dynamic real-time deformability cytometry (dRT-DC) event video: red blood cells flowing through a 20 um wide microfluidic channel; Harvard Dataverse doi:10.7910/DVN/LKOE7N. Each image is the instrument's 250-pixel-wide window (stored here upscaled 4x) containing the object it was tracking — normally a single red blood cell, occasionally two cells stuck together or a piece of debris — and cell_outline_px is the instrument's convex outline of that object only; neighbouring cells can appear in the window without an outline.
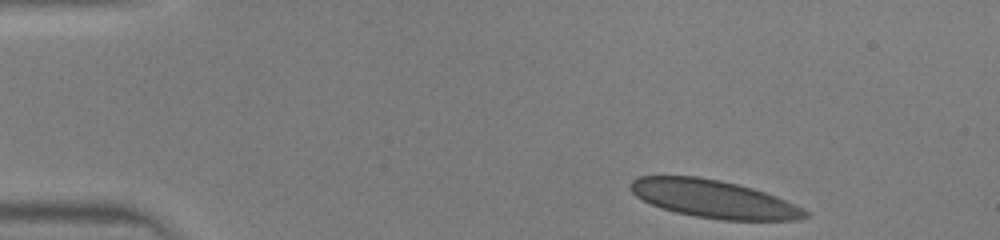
{"species": "human", "species_latin": "Homo sapiens", "temperature_condition": "warm", "stored_images_in_passage": 40, "camera_frame_rate_fps": 3000, "um_per_image_px": 0.085, "donor": {"sex": "male"}, "frame": {"image": 1, "passage_image": 1, "time_ms": 0.0, "image_size_px": [1000, 240], "cell_outline_px": [[808, 216], [800, 220], [724, 220], [696, 216], [676, 212], [652, 204], [636, 196], [632, 192], [632, 180], [640, 176], [696, 176], [720, 180], [752, 188], [776, 196], [804, 208], [808, 212]], "centroid_in_image_um": [60.71, 16.91], "position_along_channel_um": 24.3, "area_um2": 38.09}}
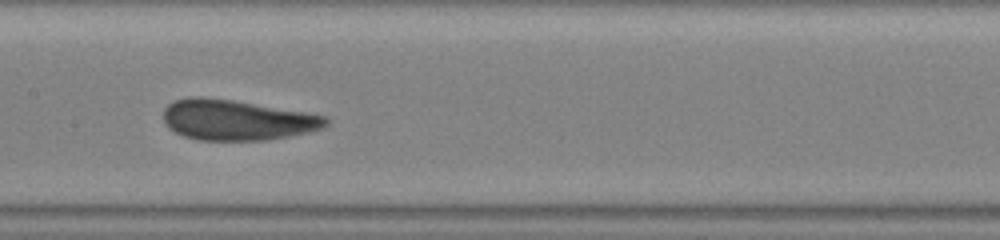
{"frame": {"image": 2, "passage_image": 18, "time_ms": 5.667, "image_size_px": [1000, 240], "cell_outline_px": [[328, 124], [324, 128], [308, 132], [268, 140], [200, 140], [184, 136], [168, 128], [164, 120], [164, 108], [172, 100], [188, 96], [200, 96], [232, 100], [304, 112], [324, 116], [328, 120]], "centroid_in_image_um": [20.08, 10.19], "position_along_channel_um": 187.3, "area_um2": 38.21}}
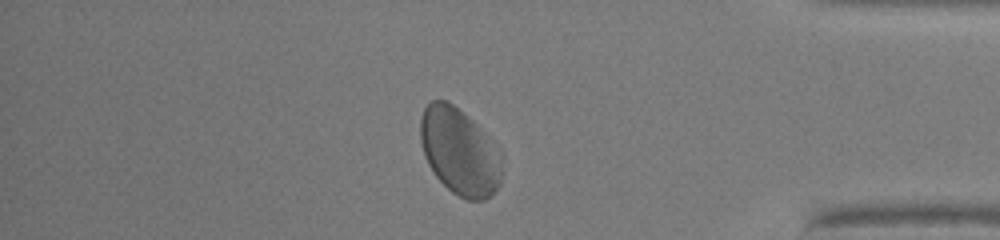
{"frame": {"image": 3, "passage_image": 34, "time_ms": 11.0, "image_size_px": [1000, 240], "cell_outline_px": [[504, 160], [500, 184], [484, 200], [468, 200], [452, 192], [436, 176], [428, 164], [424, 156], [420, 140], [420, 120], [424, 108], [432, 100], [448, 100], [472, 120], [476, 124], [504, 156]], "centroid_in_image_um": [39.07, 12.88], "position_along_channel_um": 396.1, "area_um2": 41.15}}